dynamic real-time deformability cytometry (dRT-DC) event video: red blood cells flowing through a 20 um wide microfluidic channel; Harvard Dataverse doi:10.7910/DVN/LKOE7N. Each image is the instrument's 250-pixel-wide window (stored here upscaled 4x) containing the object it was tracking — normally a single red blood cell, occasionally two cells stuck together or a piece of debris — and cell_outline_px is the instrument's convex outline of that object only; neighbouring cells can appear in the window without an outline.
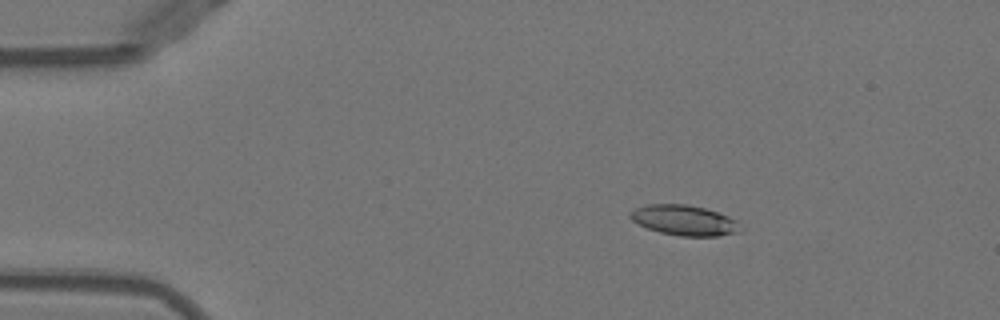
{"species": "Egyptian fruit bat (a non-hibernating species)", "species_latin": "Rousettus aegyptiacus", "temperature_condition": "warm", "stored_images_in_passage": 51, "camera_frame_rate_fps": 3000, "um_per_image_px": 0.085, "animal": {"sex": "female"}, "frame": {"image": 1, "passage_image": 8, "time_ms": 2.333, "image_size_px": [1000, 320], "cell_outline_px": [[744, 228], [740, 232], [720, 236], [680, 236], [660, 232], [648, 228], [632, 220], [628, 216], [628, 212], [636, 208], [648, 204], [684, 204], [704, 208], [728, 216], [736, 220]], "centroid_in_image_um": [58.19, 18.73], "position_along_channel_um": 26.8, "area_um2": 19.48}}
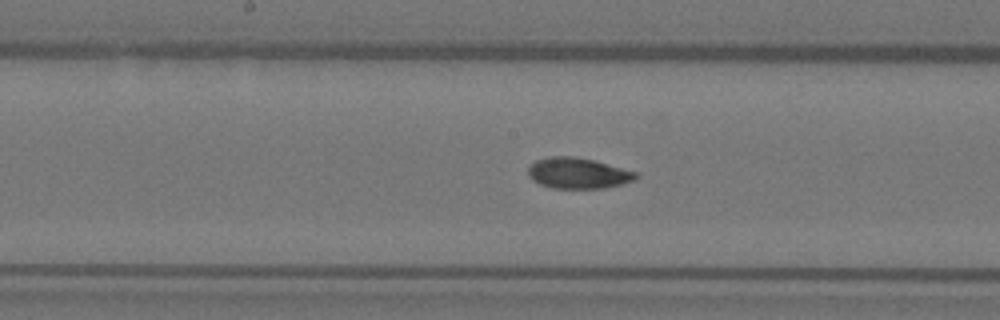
{"frame": {"image": 2, "passage_image": 26, "time_ms": 8.333, "image_size_px": [1000, 320], "cell_outline_px": [[640, 176], [632, 180], [620, 184], [604, 188], [552, 188], [540, 184], [532, 180], [528, 176], [528, 168], [536, 160], [548, 156], [576, 156], [640, 172]], "centroid_in_image_um": [49.13, 14.71], "position_along_channel_um": 199.1, "area_um2": 19.42}}
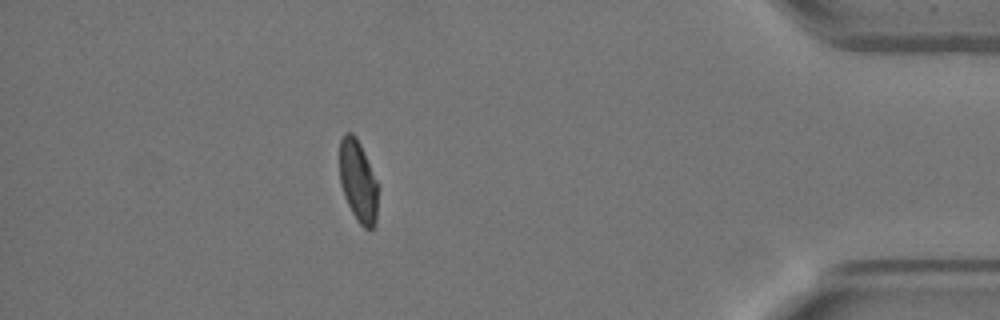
{"frame": {"image": 3, "passage_image": 45, "time_ms": 14.667, "image_size_px": [1000, 320], "cell_outline_px": [[380, 184], [376, 220], [372, 228], [364, 228], [356, 220], [344, 196], [340, 184], [340, 140], [344, 132], [352, 132], [356, 136]], "centroid_in_image_um": [30.47, 15.39], "position_along_channel_um": 404.7, "area_um2": 18.79}, "authors_computed_cell_mechanics": {"area_um2": 19.4786, "velocity_mm_per_s": 3.9719, "shape_relaxation_time_tau1_ms": 7.4102, "shape_relaxation_time_tau2_ms": 2.3807, "deformation_change_tau1": 0.2012, "deformation_change_tau2": 0.0613}}